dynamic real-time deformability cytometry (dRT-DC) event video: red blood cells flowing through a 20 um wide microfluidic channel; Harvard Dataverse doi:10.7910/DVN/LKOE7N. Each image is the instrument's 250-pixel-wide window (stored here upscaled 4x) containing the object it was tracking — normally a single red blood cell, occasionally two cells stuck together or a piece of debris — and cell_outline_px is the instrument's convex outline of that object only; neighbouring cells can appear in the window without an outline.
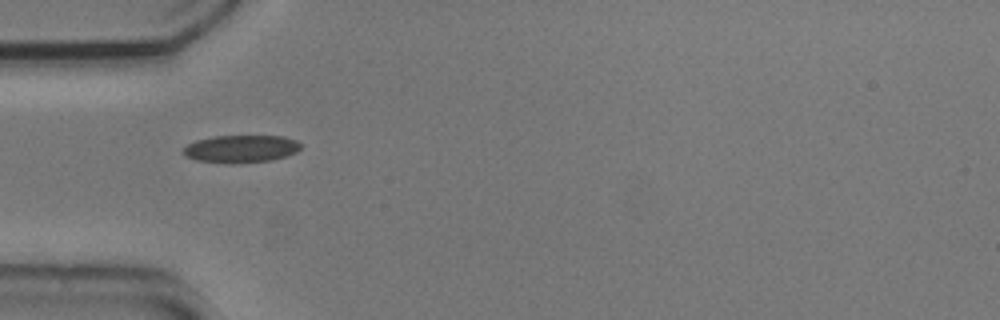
{"species": "common noctule bat (a hibernating species)", "species_latin": "Nyctalus noctula", "temperature_condition": "cold", "stored_images_in_passage": 31, "camera_frame_rate_fps": 3000, "um_per_image_px": 0.085, "animal": {"sex": "male", "body_mass_g": 20.5, "forearm_length_mm": 52.5}, "frame": {"image": 1, "passage_image": 1, "time_ms": 0.0, "image_size_px": [1000, 320], "cell_outline_px": [[300, 148], [296, 152], [288, 156], [272, 160], [232, 164], [196, 160], [184, 156], [180, 152], [188, 144], [196, 140], [216, 136], [284, 136], [296, 140], [300, 144]], "centroid_in_image_um": [20.47, 12.66], "position_along_channel_um": 64.5, "area_um2": 19.02}}
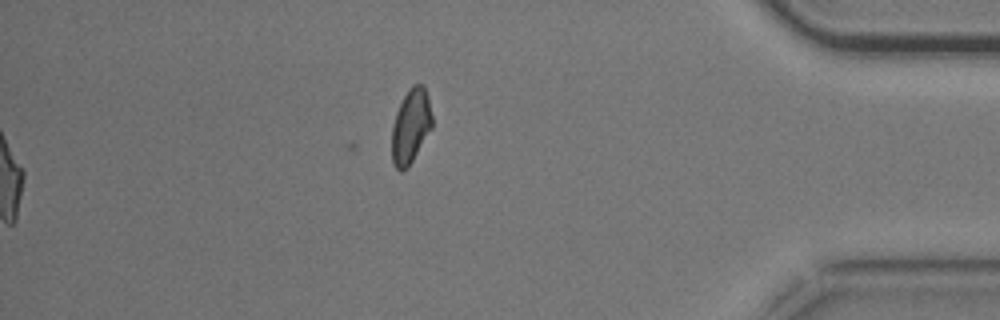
{"frame": {"image": 2, "passage_image": 31, "time_ms": 10.0, "image_size_px": [1000, 320], "cell_outline_px": [[432, 128], [408, 168], [400, 172], [392, 164], [392, 124], [396, 112], [408, 88], [412, 84], [424, 84], [428, 96], [432, 116]], "centroid_in_image_um": [34.91, 10.73], "position_along_channel_um": 400.3, "area_um2": 17.69}, "authors_computed_cell_mechanics": {"area_um2": 18.6116, "velocity_mm_per_s": 3.7369, "shape_relaxation_time_tau1_ms": 10.7011, "shape_relaxation_time_tau2_ms": 2.5677, "deformation_change_tau1": 0.1533, "deformation_change_tau2": 0.0845}}